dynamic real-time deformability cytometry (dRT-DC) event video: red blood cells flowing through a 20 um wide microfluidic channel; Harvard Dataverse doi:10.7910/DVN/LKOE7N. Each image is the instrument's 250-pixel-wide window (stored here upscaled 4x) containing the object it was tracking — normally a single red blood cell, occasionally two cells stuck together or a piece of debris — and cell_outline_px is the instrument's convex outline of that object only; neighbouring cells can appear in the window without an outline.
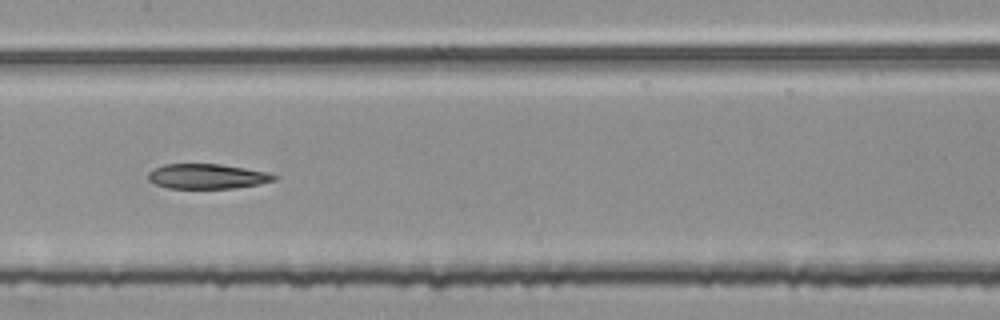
{"species": "common noctule bat (a hibernating species)", "species_latin": "Nyctalus noctula", "temperature_condition": "room temperature", "stored_images_in_passage": 54, "segment_of_instrument_passage": [2, 2], "camera_frame_rate_fps": 3000, "um_per_image_px": 0.085, "animal": {"sex": "female", "body_mass_g": 25.1}, "frame": {"image": 1, "passage_image": 27, "time_ms": 8.667, "image_size_px": [1000, 320], "cell_outline_px": [[280, 176], [276, 180], [260, 184], [232, 188], [168, 188], [156, 184], [148, 180], [148, 172], [164, 164], [220, 164], [268, 172]], "centroid_in_image_um": [17.64, 14.99], "position_along_channel_um": 189.8, "area_um2": 18.26}}
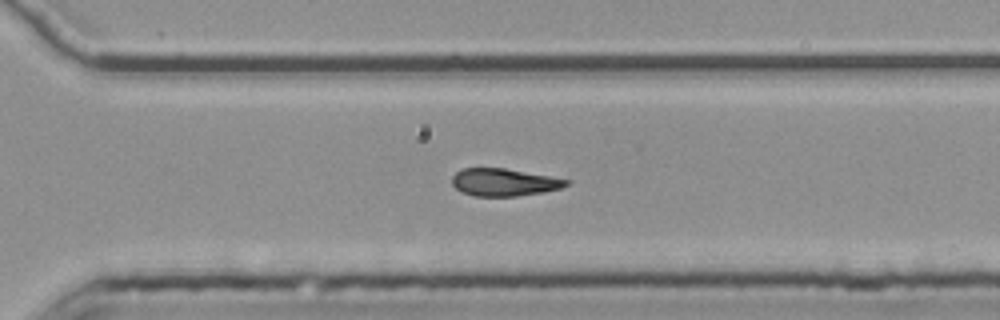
{"frame": {"image": 2, "passage_image": 38, "time_ms": 12.333, "image_size_px": [1000, 320], "cell_outline_px": [[572, 180], [568, 184], [560, 188], [544, 192], [516, 196], [472, 196], [460, 192], [452, 184], [452, 176], [460, 168], [504, 168]], "centroid_in_image_um": [42.81, 15.49], "position_along_channel_um": 327.8, "area_um2": 18.38}}
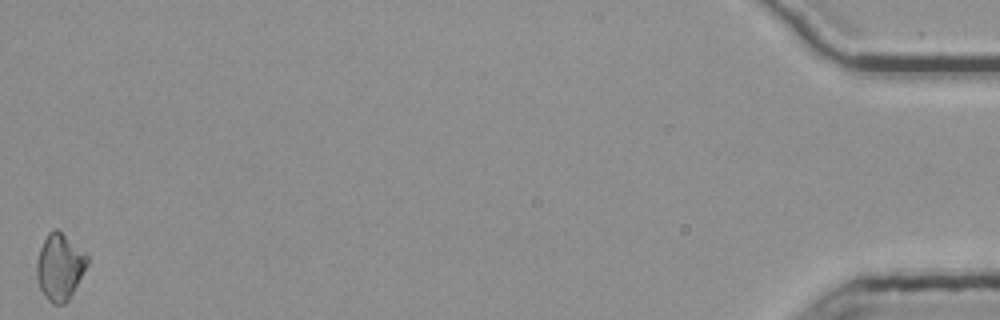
{"frame": {"image": 3, "passage_image": 54, "time_ms": 17.667, "image_size_px": [1000, 320], "cell_outline_px": [[88, 264], [68, 300], [64, 304], [52, 304], [44, 296], [40, 288], [36, 276], [36, 260], [40, 248], [48, 232], [56, 228], [84, 252], [88, 256]], "centroid_in_image_um": [5.05, 22.7], "position_along_channel_um": 430.2, "area_um2": 19.36}}